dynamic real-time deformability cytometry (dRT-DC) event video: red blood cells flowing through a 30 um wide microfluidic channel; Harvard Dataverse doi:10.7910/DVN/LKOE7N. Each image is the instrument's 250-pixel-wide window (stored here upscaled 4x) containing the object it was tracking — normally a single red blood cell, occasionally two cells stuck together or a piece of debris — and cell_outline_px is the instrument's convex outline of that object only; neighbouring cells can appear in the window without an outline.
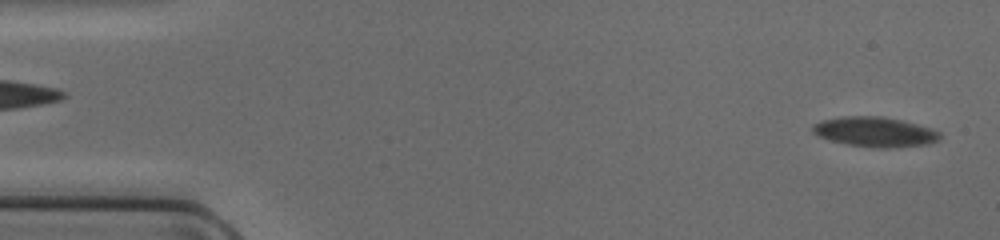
{"species": "common noctule bat (a hibernating species)", "species_latin": "Nyctalus noctula", "temperature_condition": "cold", "stored_images_in_passage": 48, "camera_frame_rate_fps": 3000, "um_per_image_px": 0.085, "animal": {"sex": "female", "body_mass_g": 17.0, "forearm_length_mm": 48.0}, "frame": {"image": 1, "passage_image": 1, "time_ms": 0.0, "image_size_px": [1000, 240], "cell_outline_px": [[940, 140], [928, 144], [896, 148], [872, 148], [848, 144], [828, 140], [812, 132], [812, 124], [824, 120], [844, 116], [880, 116], [900, 120], [916, 124], [940, 132]], "centroid_in_image_um": [74.36, 11.22], "position_along_channel_um": 10.6, "area_um2": 22.14}}
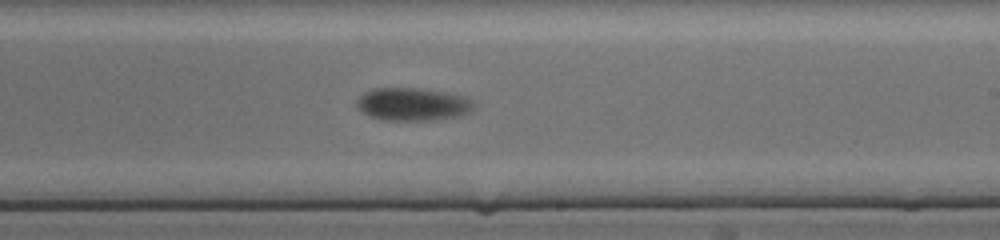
{"frame": {"image": 2, "passage_image": 28, "time_ms": 9.0, "image_size_px": [1000, 240], "cell_outline_px": [[472, 108], [468, 112], [460, 116], [436, 120], [380, 120], [368, 116], [356, 108], [356, 100], [364, 92], [372, 88], [416, 88], [444, 92], [464, 96], [472, 100]], "centroid_in_image_um": [35.01, 8.87], "position_along_channel_um": 254.0, "area_um2": 22.54}}
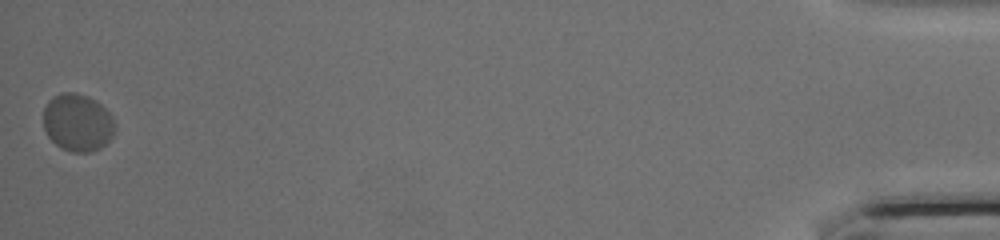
{"frame": {"image": 3, "passage_image": 48, "time_ms": 15.667, "image_size_px": [1000, 240], "cell_outline_px": [[116, 128], [112, 136], [100, 148], [88, 152], [72, 152], [60, 148], [48, 136], [44, 128], [44, 108], [48, 100], [52, 96], [60, 92], [76, 92], [88, 96], [96, 100], [112, 116], [116, 124]], "centroid_in_image_um": [6.59, 10.4], "position_along_channel_um": 428.6, "area_um2": 24.16}}